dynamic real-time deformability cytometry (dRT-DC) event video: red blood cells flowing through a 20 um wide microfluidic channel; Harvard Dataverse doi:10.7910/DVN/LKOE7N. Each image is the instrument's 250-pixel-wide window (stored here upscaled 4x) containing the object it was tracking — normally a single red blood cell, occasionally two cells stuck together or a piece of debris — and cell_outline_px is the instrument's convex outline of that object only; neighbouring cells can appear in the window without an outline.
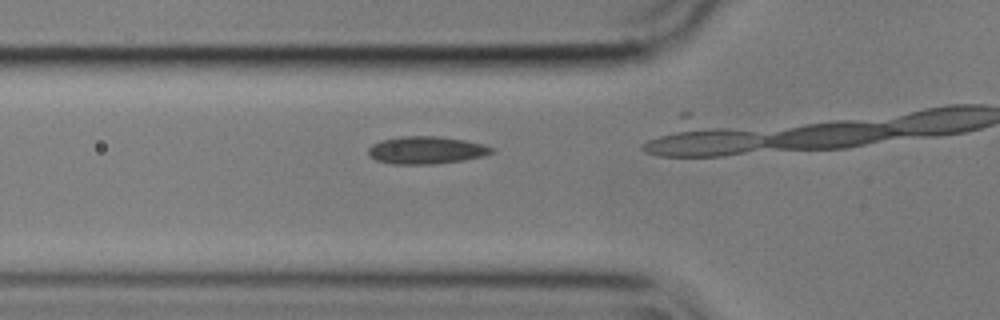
{"species": "common noctule bat (a hibernating species)", "species_latin": "Nyctalus noctula", "temperature_condition": "cold", "stored_images_in_passage": 18, "camera_frame_rate_fps": 3000, "um_per_image_px": 0.085, "animal": {"sex": "male", "body_mass_g": 17.9}, "frame": {"image": 1, "passage_image": 14, "time_ms": 4.333, "image_size_px": [1000, 320], "cell_outline_px": [[496, 152], [484, 156], [464, 160], [436, 164], [392, 164], [376, 160], [368, 156], [368, 148], [372, 144], [380, 140], [400, 136], [436, 136], [464, 140], [484, 144], [496, 148]], "centroid_in_image_um": [36.25, 12.76], "position_along_channel_um": 89.5, "area_um2": 20.11}}